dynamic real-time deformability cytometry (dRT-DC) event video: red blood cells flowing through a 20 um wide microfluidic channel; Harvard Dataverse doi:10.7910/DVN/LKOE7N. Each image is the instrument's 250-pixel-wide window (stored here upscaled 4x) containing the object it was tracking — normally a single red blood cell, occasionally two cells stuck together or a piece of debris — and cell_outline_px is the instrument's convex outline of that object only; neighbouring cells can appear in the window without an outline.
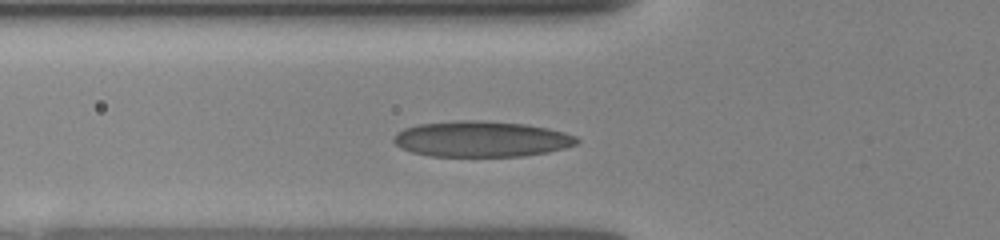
{"species": "human", "species_latin": "Homo sapiens", "temperature_condition": "room temperature", "stored_images_in_passage": 12, "camera_frame_rate_fps": 3000, "um_per_image_px": 0.085, "donor": {"sex": "female"}, "frame": {"image": 1, "passage_image": 5, "time_ms": 3.0, "image_size_px": [1000, 240], "cell_outline_px": [[580, 140], [576, 144], [564, 148], [548, 152], [524, 156], [432, 156], [412, 152], [400, 148], [392, 140], [392, 136], [396, 132], [404, 128], [420, 124], [456, 120], [480, 120], [524, 124], [548, 128], [564, 132], [576, 136]], "centroid_in_image_um": [40.9, 11.81], "position_along_channel_um": 84.9, "area_um2": 38.32}}
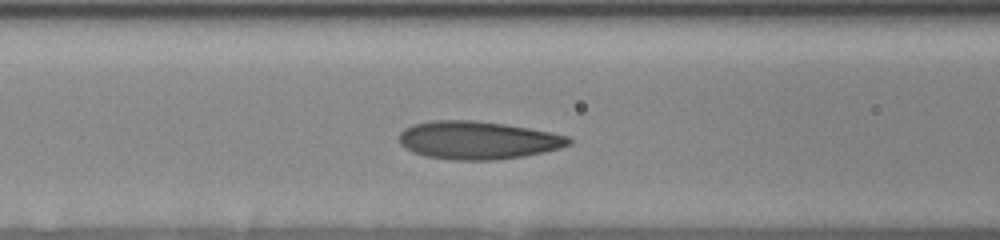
{"frame": {"image": 2, "passage_image": 8, "time_ms": 4.0, "image_size_px": [1000, 240], "cell_outline_px": [[572, 144], [560, 148], [544, 152], [524, 156], [496, 160], [452, 160], [424, 156], [412, 152], [404, 148], [400, 144], [400, 132], [404, 128], [412, 124], [432, 120], [472, 120], [504, 124], [552, 132], [568, 136], [572, 140]], "centroid_in_image_um": [40.6, 11.92], "position_along_channel_um": 126.0, "area_um2": 37.86}}
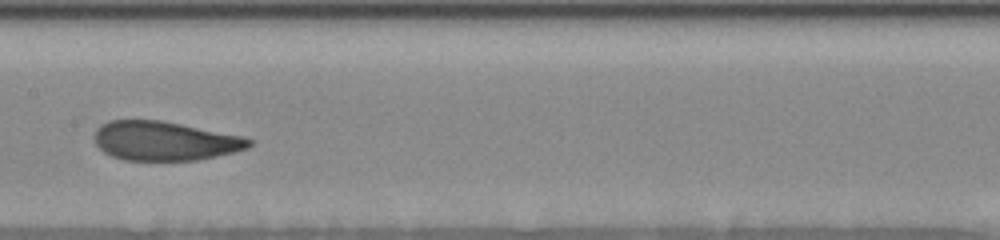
{"frame": {"image": 3, "passage_image": 11, "time_ms": 5.667, "image_size_px": [1000, 240], "cell_outline_px": [[252, 144], [248, 148], [216, 156], [196, 160], [124, 160], [112, 156], [104, 152], [96, 144], [92, 136], [96, 128], [100, 124], [108, 120], [160, 120], [244, 136], [252, 140]], "centroid_in_image_um": [13.96, 11.97], "position_along_channel_um": 193.4, "area_um2": 35.37}}